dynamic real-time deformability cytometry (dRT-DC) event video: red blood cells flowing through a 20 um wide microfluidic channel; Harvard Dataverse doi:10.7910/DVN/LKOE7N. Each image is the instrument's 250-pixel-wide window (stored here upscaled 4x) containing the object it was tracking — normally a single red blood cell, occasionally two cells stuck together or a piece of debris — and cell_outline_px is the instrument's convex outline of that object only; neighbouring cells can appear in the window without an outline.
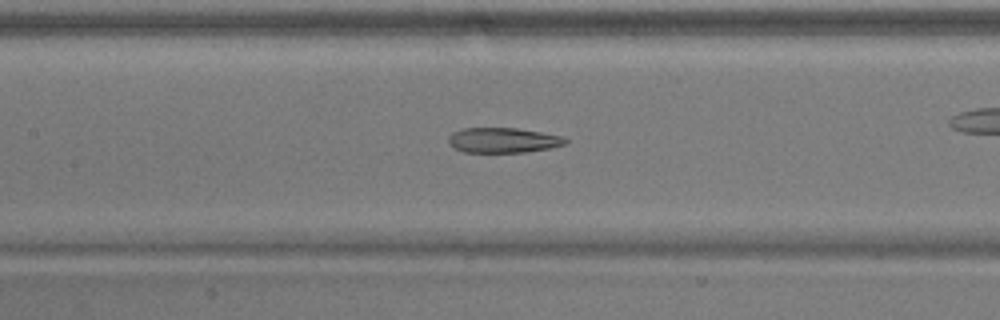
{"species": "common noctule bat (a hibernating species)", "species_latin": "Nyctalus noctula", "temperature_condition": "warm", "stored_images_in_passage": 43, "camera_frame_rate_fps": 3000, "um_per_image_px": 0.085, "animal": {"sex": "male", "body_mass_g": 17.9}, "frame": {"image": 1, "passage_image": 25, "time_ms": 8.0, "image_size_px": [1000, 320], "cell_outline_px": [[568, 140], [564, 144], [548, 148], [524, 152], [464, 152], [448, 144], [448, 136], [452, 132], [464, 128], [516, 128], [540, 132], [560, 136]], "centroid_in_image_um": [42.7, 11.91], "position_along_channel_um": 164.7, "area_um2": 16.88}}